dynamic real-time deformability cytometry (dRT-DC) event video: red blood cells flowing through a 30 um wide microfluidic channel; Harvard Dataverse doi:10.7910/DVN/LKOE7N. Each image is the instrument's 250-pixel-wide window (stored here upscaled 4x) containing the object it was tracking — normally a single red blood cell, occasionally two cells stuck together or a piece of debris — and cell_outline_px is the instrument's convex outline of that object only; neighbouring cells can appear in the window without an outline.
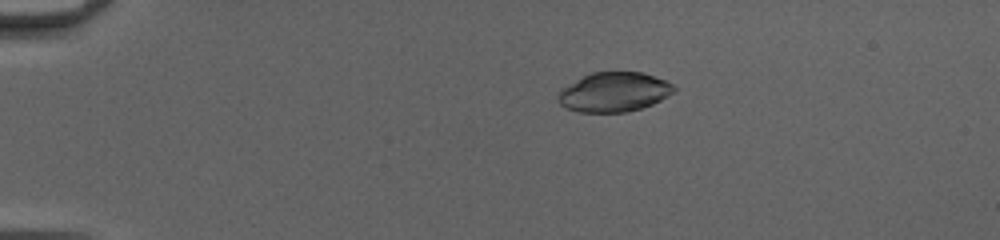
{"species": "common noctule bat (a hibernating species)", "species_latin": "Nyctalus noctula", "temperature_condition": "cold", "stored_images_in_passage": 52, "camera_frame_rate_fps": 3000, "um_per_image_px": 0.085, "animal": {"sex": "female", "body_mass_g": 20.0, "forearm_length_mm": 54.0}, "frame": {"image": 1, "passage_image": 12, "time_ms": 3.667, "image_size_px": [1000, 240], "cell_outline_px": [[676, 88], [672, 92], [660, 100], [652, 104], [640, 108], [624, 112], [580, 112], [564, 108], [556, 100], [556, 96], [564, 88], [576, 80], [592, 72], [640, 72], [664, 80], [672, 84]], "centroid_in_image_um": [52.15, 7.83], "position_along_channel_um": 32.9, "area_um2": 26.3}}
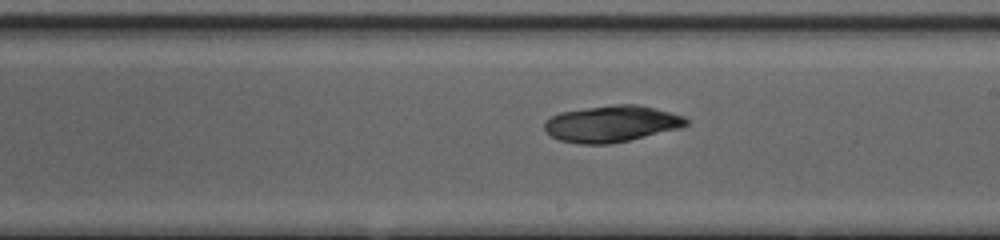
{"frame": {"image": 2, "passage_image": 32, "time_ms": 10.333, "image_size_px": [1000, 240], "cell_outline_px": [[688, 124], [680, 128], [628, 140], [608, 144], [580, 144], [560, 140], [552, 136], [544, 128], [544, 124], [552, 116], [560, 112], [616, 104], [636, 104], [684, 116], [688, 120]], "centroid_in_image_um": [51.99, 10.52], "position_along_channel_um": 237.0, "area_um2": 29.59}}
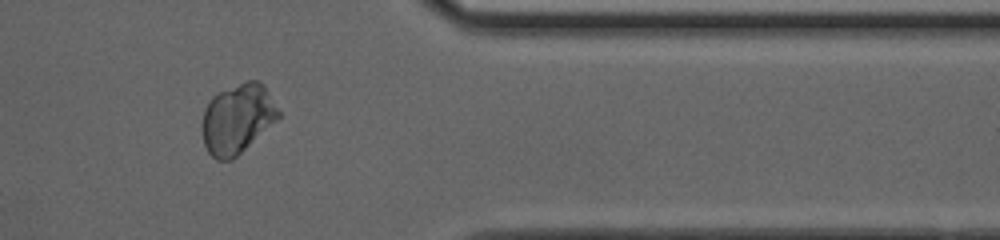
{"frame": {"image": 3, "passage_image": 44, "time_ms": 14.333, "image_size_px": [1000, 240], "cell_outline_px": [[280, 116], [276, 120], [232, 160], [216, 160], [208, 152], [204, 144], [204, 108], [212, 96], [220, 92], [248, 80], [256, 80], [264, 84], [280, 112]], "centroid_in_image_um": [20.19, 10.09], "position_along_channel_um": 391.2, "area_um2": 30.29}, "authors_computed_cell_mechanics": {"area_um2": 29.7959, "velocity_mm_per_s": 4.1653, "shape_relaxation_time_tau1_ms": 4.2566, "shape_relaxation_time_tau2_ms": 4.372, "deformation_change_tau1": 0.0847, "deformation_change_tau2": 0.0556}}